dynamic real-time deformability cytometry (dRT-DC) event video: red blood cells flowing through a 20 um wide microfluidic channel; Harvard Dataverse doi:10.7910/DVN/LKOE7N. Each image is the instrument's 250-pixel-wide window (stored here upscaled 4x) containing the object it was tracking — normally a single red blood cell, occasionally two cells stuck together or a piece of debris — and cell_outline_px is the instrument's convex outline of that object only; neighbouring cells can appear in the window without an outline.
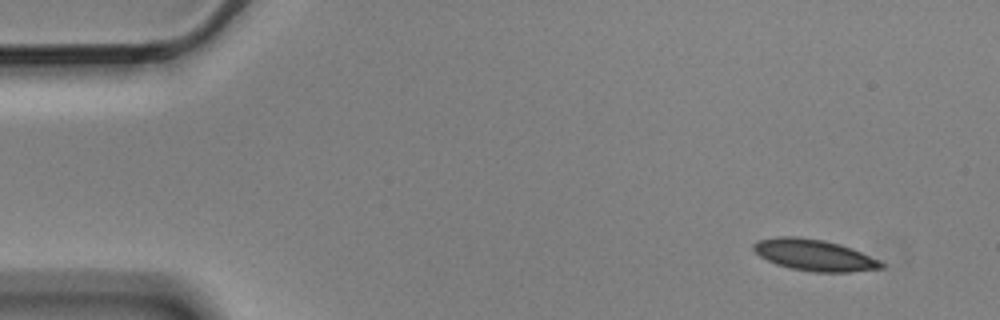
{"species": "Egyptian fruit bat (a non-hibernating species)", "species_latin": "Rousettus aegyptiacus", "temperature_condition": "cold", "stored_images_in_passage": 4, "camera_frame_rate_fps": 3000, "um_per_image_px": 0.085, "animal": {"sex": "male"}, "frame": {"image": 1, "passage_image": 1, "time_ms": 0.0, "image_size_px": [1000, 320], "cell_outline_px": [[884, 268], [848, 272], [812, 272], [788, 268], [776, 264], [760, 256], [752, 248], [752, 244], [760, 240], [776, 236], [796, 236], [824, 240], [840, 244], [852, 248], [880, 260], [884, 264]], "centroid_in_image_um": [69.21, 21.68], "position_along_channel_um": 15.8, "area_um2": 23.47}}
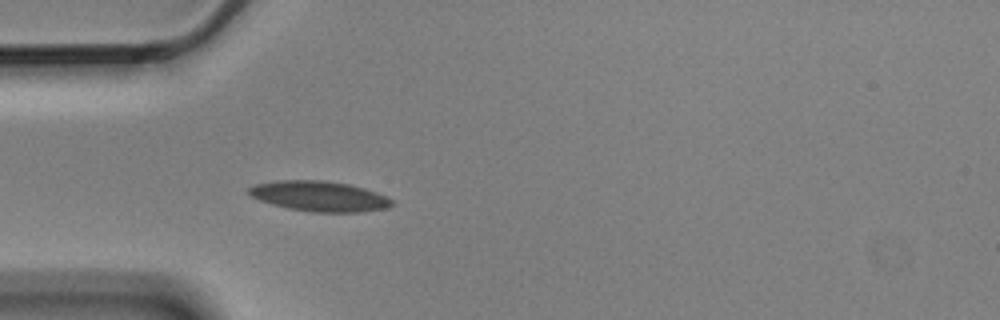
{"frame": {"image": 2, "passage_image": 4, "time_ms": 1.0, "image_size_px": [1000, 320], "cell_outline_px": [[392, 204], [388, 208], [360, 212], [312, 212], [288, 208], [272, 204], [260, 200], [252, 196], [248, 192], [248, 188], [256, 184], [276, 180], [324, 180], [348, 184], [364, 188], [376, 192], [392, 200]], "centroid_in_image_um": [27.13, 16.67], "position_along_channel_um": 57.9, "area_um2": 25.09}}